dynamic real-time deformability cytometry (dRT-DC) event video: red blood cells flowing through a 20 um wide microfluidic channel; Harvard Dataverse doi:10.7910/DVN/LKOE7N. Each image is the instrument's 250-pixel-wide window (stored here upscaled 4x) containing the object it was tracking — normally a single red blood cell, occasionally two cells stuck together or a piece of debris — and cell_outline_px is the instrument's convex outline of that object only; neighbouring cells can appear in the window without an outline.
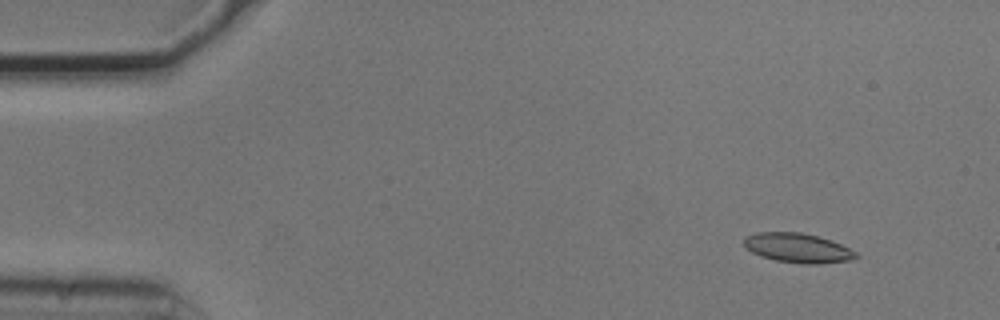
{"species": "common noctule bat (a hibernating species)", "species_latin": "Nyctalus noctula", "temperature_condition": "cold", "stored_images_in_passage": 11, "segment_of_instrument_passage": [2, 2], "camera_frame_rate_fps": 3000, "um_per_image_px": 0.085, "animal": {"sex": "male", "body_mass_g": 20.5, "forearm_length_mm": 52.5}, "frame": {"image": 1, "passage_image": 11, "time_ms": 3.333, "image_size_px": [1000, 320], "cell_outline_px": [[860, 256], [848, 260], [816, 264], [804, 264], [776, 260], [760, 256], [752, 252], [744, 244], [744, 236], [756, 232], [800, 232], [832, 240], [856, 252]], "centroid_in_image_um": [67.79, 21.07], "position_along_channel_um": 17.2, "area_um2": 19.07}}